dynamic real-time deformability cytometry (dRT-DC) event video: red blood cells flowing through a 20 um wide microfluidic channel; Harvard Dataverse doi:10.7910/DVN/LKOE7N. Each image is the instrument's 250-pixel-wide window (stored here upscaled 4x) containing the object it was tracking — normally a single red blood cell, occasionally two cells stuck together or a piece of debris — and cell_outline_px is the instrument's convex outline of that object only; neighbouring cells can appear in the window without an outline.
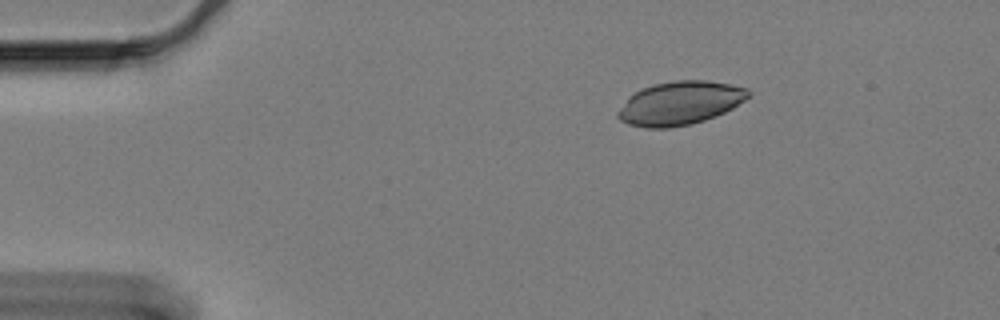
{"species": "Egyptian fruit bat (a non-hibernating species)", "species_latin": "Rousettus aegyptiacus", "temperature_condition": "cold", "stored_images_in_passage": 14, "camera_frame_rate_fps": 3000, "um_per_image_px": 0.085, "animal": {"sex": "female"}, "frame": {"image": 1, "passage_image": 2, "time_ms": 0.333, "image_size_px": [1000, 320], "cell_outline_px": [[752, 96], [732, 108], [716, 116], [692, 124], [668, 128], [644, 128], [628, 124], [620, 120], [616, 116], [616, 112], [628, 96], [652, 84], [672, 80], [704, 80], [728, 84], [748, 88], [752, 92]], "centroid_in_image_um": [57.79, 8.77], "position_along_channel_um": 27.2, "area_um2": 33.35}}